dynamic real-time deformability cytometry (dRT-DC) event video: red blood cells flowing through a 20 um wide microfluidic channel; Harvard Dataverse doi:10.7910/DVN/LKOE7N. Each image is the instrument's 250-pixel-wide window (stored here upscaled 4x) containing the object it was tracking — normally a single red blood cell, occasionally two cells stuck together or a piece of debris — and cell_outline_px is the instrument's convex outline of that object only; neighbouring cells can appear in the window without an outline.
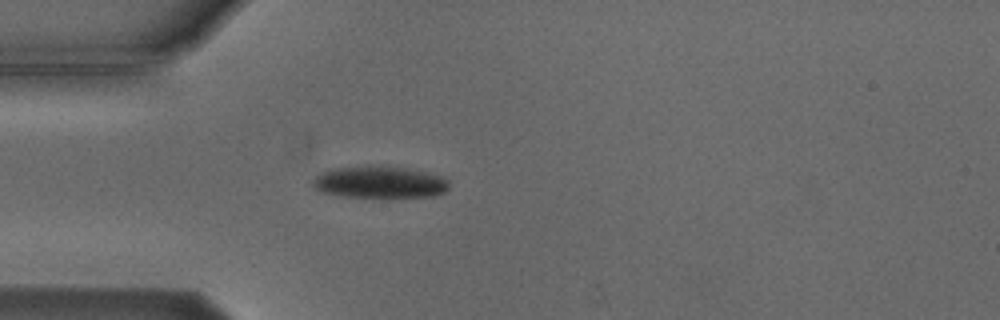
{"species": "Egyptian fruit bat (a non-hibernating species)", "species_latin": "Rousettus aegyptiacus", "temperature_condition": "cold", "stored_images_in_passage": 3, "camera_frame_rate_fps": 3000, "um_per_image_px": 0.085, "animal": {"sex": "male"}, "frame": {"image": 1, "passage_image": 3, "time_ms": 2.333, "image_size_px": [1000, 320], "cell_outline_px": [[448, 188], [444, 192], [432, 196], [388, 200], [384, 200], [340, 196], [320, 192], [312, 184], [312, 180], [320, 172], [328, 168], [368, 164], [388, 164], [408, 168], [444, 176], [448, 180]], "centroid_in_image_um": [32.25, 15.49], "position_along_channel_um": 52.8, "area_um2": 27.34}}